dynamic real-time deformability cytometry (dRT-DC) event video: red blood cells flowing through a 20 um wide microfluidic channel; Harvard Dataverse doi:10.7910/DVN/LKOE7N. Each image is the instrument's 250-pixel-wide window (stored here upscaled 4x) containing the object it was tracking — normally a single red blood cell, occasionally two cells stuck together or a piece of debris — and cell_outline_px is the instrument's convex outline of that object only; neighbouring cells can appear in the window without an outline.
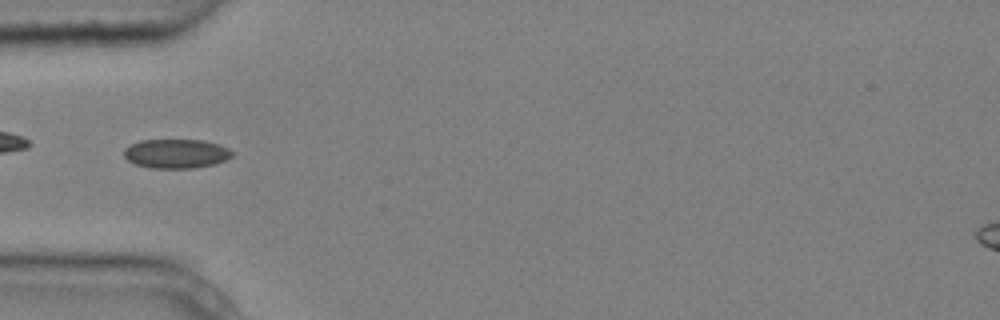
{"species": "common noctule bat (a hibernating species)", "species_latin": "Nyctalus noctula", "temperature_condition": "cold", "stored_images_in_passage": 5, "camera_frame_rate_fps": 3000, "um_per_image_px": 0.085, "animal": {"sex": "male", "body_mass_g": 20.4}, "frame": {"image": 1, "passage_image": 3, "time_ms": 0.667, "image_size_px": [1000, 320], "cell_outline_px": [[236, 152], [232, 156], [216, 164], [192, 168], [148, 168], [136, 164], [128, 160], [124, 156], [124, 148], [140, 140], [204, 140], [220, 144]], "centroid_in_image_um": [15.01, 13.06], "position_along_channel_um": 70.0, "area_um2": 18.55}}
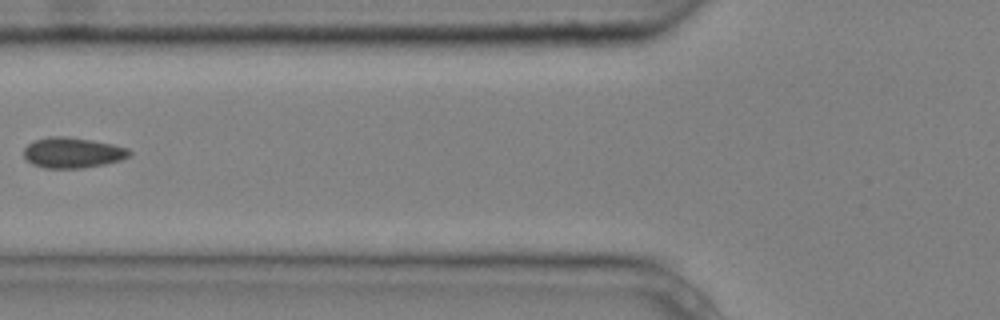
{"frame": {"image": 2, "passage_image": 4, "time_ms": 1.0, "image_size_px": [1000, 320], "cell_outline_px": [[132, 152], [128, 156], [120, 160], [104, 164], [84, 168], [44, 168], [32, 164], [24, 156], [24, 148], [28, 144], [36, 140], [48, 136], [64, 136], [92, 140], [112, 144], [128, 148]], "centroid_in_image_um": [6.16, 12.98], "position_along_channel_um": 119.6, "area_um2": 18.73}}